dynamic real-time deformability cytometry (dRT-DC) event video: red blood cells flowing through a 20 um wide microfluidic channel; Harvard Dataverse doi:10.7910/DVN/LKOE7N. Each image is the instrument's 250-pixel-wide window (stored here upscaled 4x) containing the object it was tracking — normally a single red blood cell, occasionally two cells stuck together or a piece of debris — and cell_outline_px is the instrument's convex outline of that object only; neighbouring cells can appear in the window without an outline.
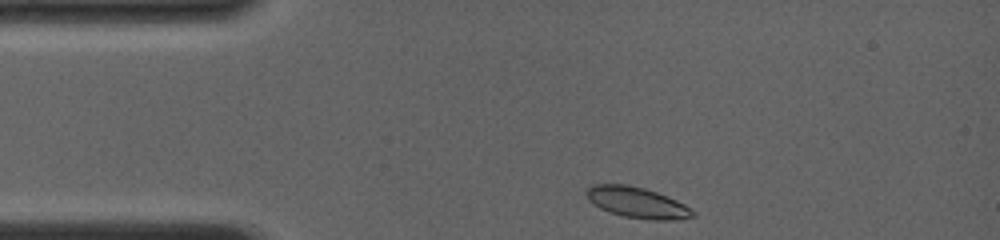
{"species": "common noctule bat (a hibernating species)", "species_latin": "Nyctalus noctula", "temperature_condition": "room temperature", "stored_images_in_passage": 26, "camera_frame_rate_fps": 4000, "um_per_image_px": 0.085, "animal": {"sex": "female", "body_mass_g": 19.0, "forearm_length_mm": 56.7}, "frame": {"image": 1, "passage_image": 1, "time_ms": 0.0, "image_size_px": [1000, 240], "cell_outline_px": [[696, 216], [680, 220], [652, 220], [624, 216], [600, 208], [588, 200], [584, 192], [592, 184], [628, 184], [644, 188], [656, 192], [676, 200], [684, 204], [696, 212]], "centroid_in_image_um": [54.17, 17.21], "position_along_channel_um": 30.8, "area_um2": 19.19}}
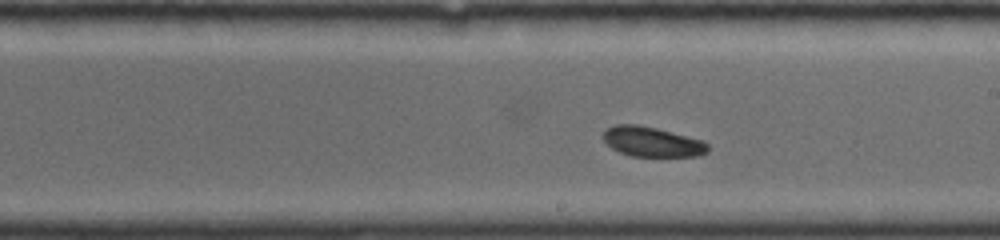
{"frame": {"image": 2, "passage_image": 15, "time_ms": 6.0, "image_size_px": [1000, 240], "cell_outline_px": [[708, 152], [700, 156], [632, 156], [620, 152], [612, 148], [604, 140], [604, 132], [608, 128], [616, 124], [636, 124], [656, 128], [704, 140], [708, 144]], "centroid_in_image_um": [55.47, 12.05], "position_along_channel_um": 233.5, "area_um2": 18.15}}
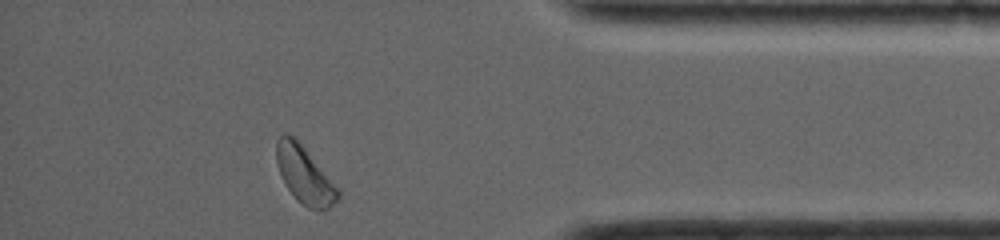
{"frame": {"image": 3, "passage_image": 26, "time_ms": 10.75, "image_size_px": [1000, 240], "cell_outline_px": [[340, 196], [328, 208], [308, 208], [288, 188], [280, 172], [276, 160], [276, 140], [280, 136], [292, 136], [304, 148], [340, 188]], "centroid_in_image_um": [25.91, 14.86], "position_along_channel_um": 409.3, "area_um2": 19.59}, "authors_computed_cell_mechanics": {"area_um2": 18.4671, "velocity_mm_per_s": 4.0432, "shape_relaxation_time_tau1_ms": 3.8404, "shape_relaxation_time_tau2_ms": null, "deformation_change_tau1": 0.0554, "deformation_change_tau2": null}}